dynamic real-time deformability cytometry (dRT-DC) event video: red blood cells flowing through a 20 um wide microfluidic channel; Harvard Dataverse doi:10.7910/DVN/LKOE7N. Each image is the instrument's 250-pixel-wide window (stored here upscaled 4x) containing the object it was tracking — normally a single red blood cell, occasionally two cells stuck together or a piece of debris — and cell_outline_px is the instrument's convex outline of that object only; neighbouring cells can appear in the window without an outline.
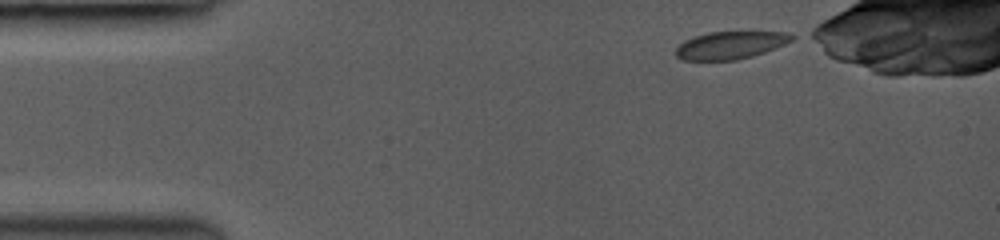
{"species": "common noctule bat (a hibernating species)", "species_latin": "Nyctalus noctula", "temperature_condition": "room temperature", "stored_images_in_passage": 15, "camera_frame_rate_fps": 3000, "um_per_image_px": 0.085, "animal": {"sex": "female", "body_mass_g": 19.0, "forearm_length_mm": 53.3}, "frame": {"image": 1, "passage_image": 1, "time_ms": 0.0, "image_size_px": [1000, 240], "cell_outline_px": [[796, 36], [792, 40], [776, 48], [752, 56], [736, 60], [684, 60], [676, 56], [676, 48], [684, 40], [708, 32], [788, 32]], "centroid_in_image_um": [62.1, 3.84], "position_along_channel_um": 22.9, "area_um2": 18.55}}
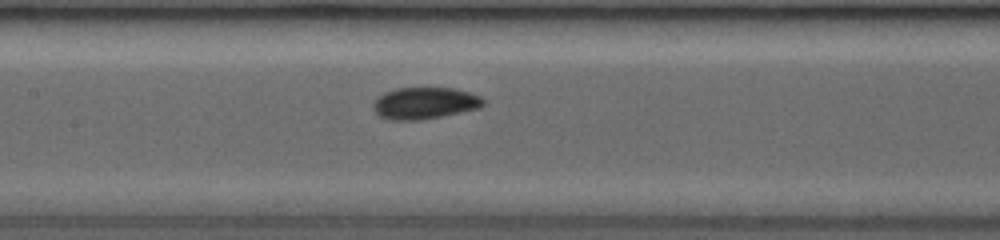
{"frame": {"image": 2, "passage_image": 9, "time_ms": 5.333, "image_size_px": [1000, 240], "cell_outline_px": [[484, 104], [480, 108], [420, 120], [388, 120], [380, 116], [372, 108], [372, 104], [376, 96], [384, 92], [396, 88], [452, 88], [468, 92], [480, 96], [484, 100]], "centroid_in_image_um": [36.04, 8.76], "position_along_channel_um": 171.4, "area_um2": 20.4}}
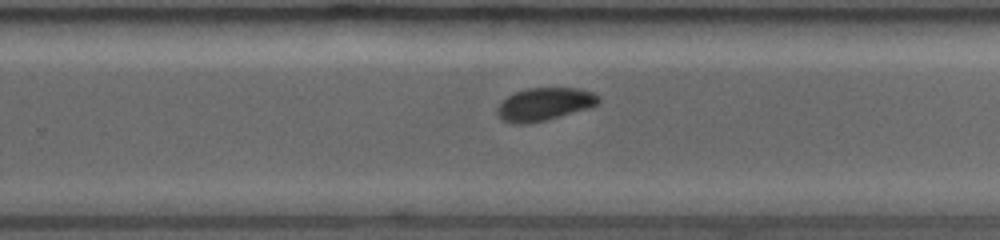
{"frame": {"image": 3, "passage_image": 15, "time_ms": 8.0, "image_size_px": [1000, 240], "cell_outline_px": [[600, 104], [588, 108], [544, 120], [528, 124], [512, 124], [504, 120], [496, 112], [496, 108], [508, 96], [516, 92], [528, 88], [580, 88], [592, 92], [600, 96]], "centroid_in_image_um": [46.3, 8.85], "position_along_channel_um": 283.5, "area_um2": 19.25}}